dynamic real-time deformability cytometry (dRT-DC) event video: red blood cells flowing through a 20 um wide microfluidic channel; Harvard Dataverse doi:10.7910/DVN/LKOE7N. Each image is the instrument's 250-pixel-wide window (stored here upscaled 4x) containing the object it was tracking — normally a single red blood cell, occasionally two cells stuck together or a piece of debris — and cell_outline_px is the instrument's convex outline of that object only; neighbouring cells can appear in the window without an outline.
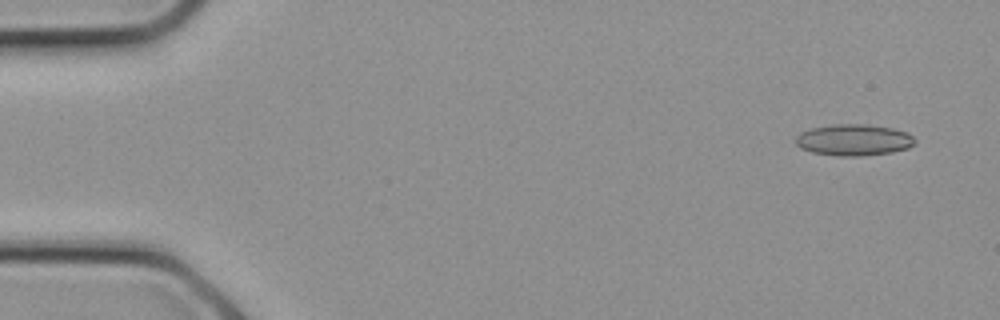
{"species": "common noctule bat (a hibernating species)", "species_latin": "Nyctalus noctula", "temperature_condition": "cold", "stored_images_in_passage": 10, "camera_frame_rate_fps": 3000, "um_per_image_px": 0.085, "animal": {"sex": "female", "body_mass_g": 21.9}, "frame": {"image": 1, "passage_image": 1, "time_ms": 0.0, "image_size_px": [1000, 320], "cell_outline_px": [[916, 144], [908, 148], [892, 152], [860, 156], [840, 156], [812, 152], [800, 148], [796, 144], [796, 136], [800, 132], [812, 128], [832, 124], [864, 124], [892, 128], [908, 132], [916, 140]], "centroid_in_image_um": [72.58, 11.89], "position_along_channel_um": 12.4, "area_um2": 21.91}}
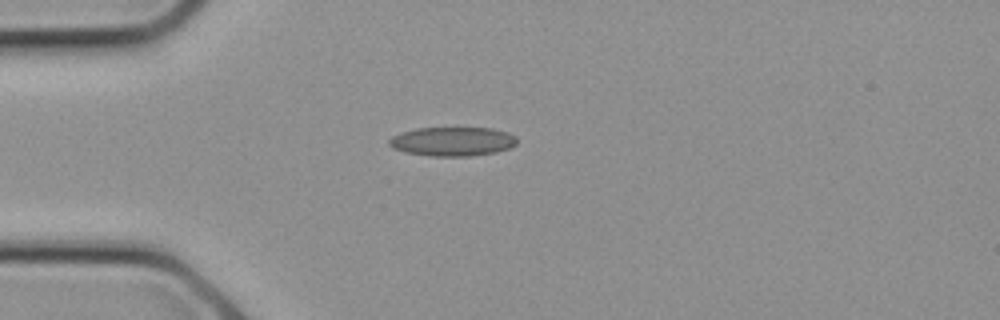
{"frame": {"image": 2, "passage_image": 6, "time_ms": 1.667, "image_size_px": [1000, 320], "cell_outline_px": [[516, 144], [508, 148], [496, 152], [468, 156], [428, 156], [404, 152], [392, 148], [388, 144], [388, 140], [392, 136], [400, 132], [416, 128], [492, 128], [508, 132], [516, 136]], "centroid_in_image_um": [38.42, 12.02], "position_along_channel_um": 46.6, "area_um2": 21.79}}
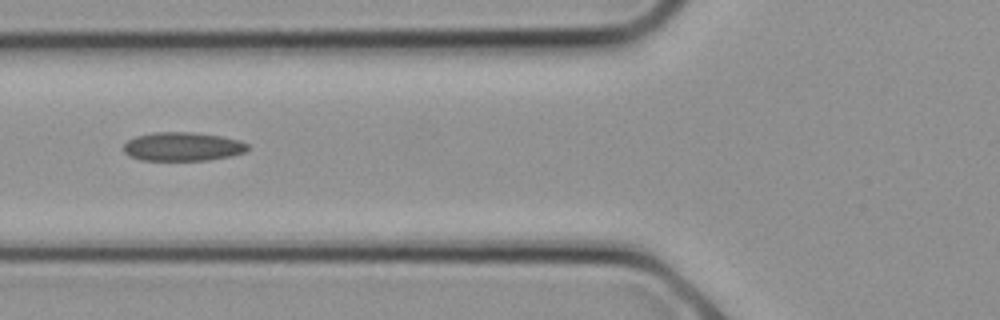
{"frame": {"image": 3, "passage_image": 9, "time_ms": 2.667, "image_size_px": [1000, 320], "cell_outline_px": [[248, 148], [244, 152], [232, 156], [208, 160], [140, 160], [128, 156], [124, 152], [124, 144], [128, 140], [136, 136], [152, 132], [192, 132], [220, 136], [240, 140], [248, 144]], "centroid_in_image_um": [15.51, 12.46], "position_along_channel_um": 110.3, "area_um2": 20.87}}